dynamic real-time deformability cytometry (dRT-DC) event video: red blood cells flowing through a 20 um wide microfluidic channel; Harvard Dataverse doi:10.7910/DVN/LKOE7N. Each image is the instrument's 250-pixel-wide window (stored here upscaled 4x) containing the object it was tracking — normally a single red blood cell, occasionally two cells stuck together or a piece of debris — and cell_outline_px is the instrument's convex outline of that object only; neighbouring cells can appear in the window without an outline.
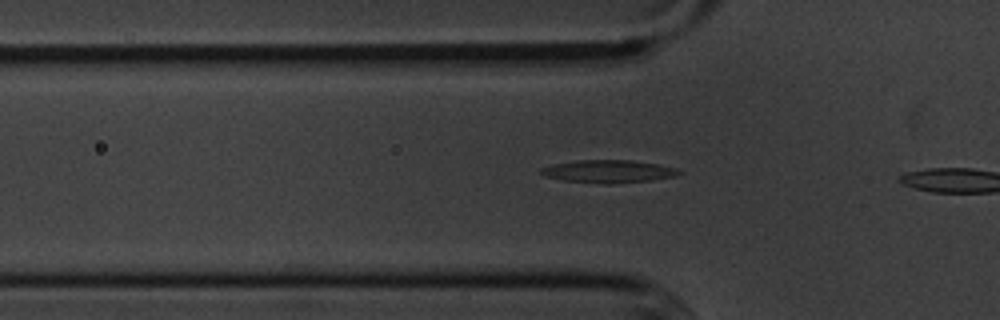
{"species": "common noctule bat (a hibernating species)", "species_latin": "Nyctalus noctula", "temperature_condition": "cold", "stored_images_in_passage": 4, "camera_frame_rate_fps": 3000, "um_per_image_px": 0.085, "animal": {"sex": "male", "body_mass_g": 20.1, "forearm_length_mm": 53.5}, "frame": {"image": 1, "passage_image": 3, "time_ms": 0.667, "image_size_px": [1000, 320], "cell_outline_px": [[684, 172], [676, 176], [652, 180], [612, 184], [604, 184], [564, 180], [544, 176], [540, 172], [540, 168], [552, 164], [580, 160], [632, 160], [656, 164], [676, 168]], "centroid_in_image_um": [51.73, 14.57], "position_along_channel_um": 74.1, "area_um2": 18.32}}